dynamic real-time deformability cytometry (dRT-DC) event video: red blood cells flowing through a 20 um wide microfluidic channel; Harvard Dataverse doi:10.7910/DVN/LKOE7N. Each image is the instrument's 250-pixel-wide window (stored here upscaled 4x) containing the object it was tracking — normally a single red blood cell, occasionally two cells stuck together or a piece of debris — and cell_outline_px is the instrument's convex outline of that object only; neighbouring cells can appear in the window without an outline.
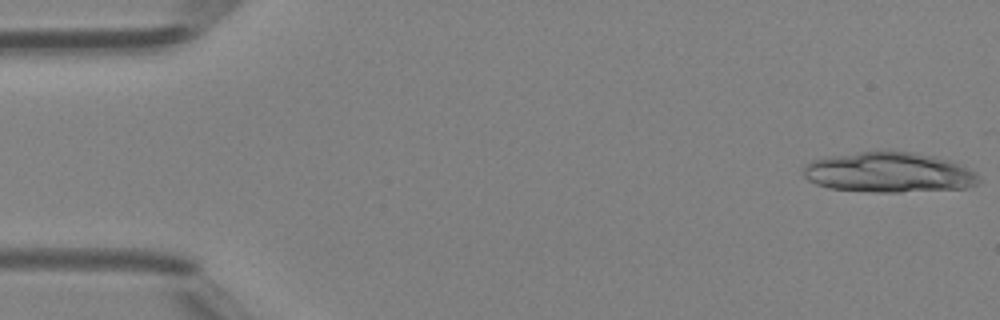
{"species": "Egyptian fruit bat (a non-hibernating species)", "species_latin": "Rousettus aegyptiacus", "temperature_condition": "room temperature", "stored_images_in_passage": 22, "camera_frame_rate_fps": 3000, "um_per_image_px": 0.085, "animal": {"sex": "female"}, "frame": {"image": 1, "passage_image": 1, "time_ms": 0.0, "image_size_px": [1000, 320], "cell_outline_px": [[980, 180], [976, 184], [964, 188], [900, 192], [876, 192], [828, 188], [816, 184], [808, 180], [804, 176], [804, 164], [812, 160], [832, 156], [860, 152], [912, 152], [932, 156], [948, 160], [960, 164], [976, 172]], "centroid_in_image_um": [75.55, 14.67], "position_along_channel_um": 9.5, "area_um2": 40.69}}
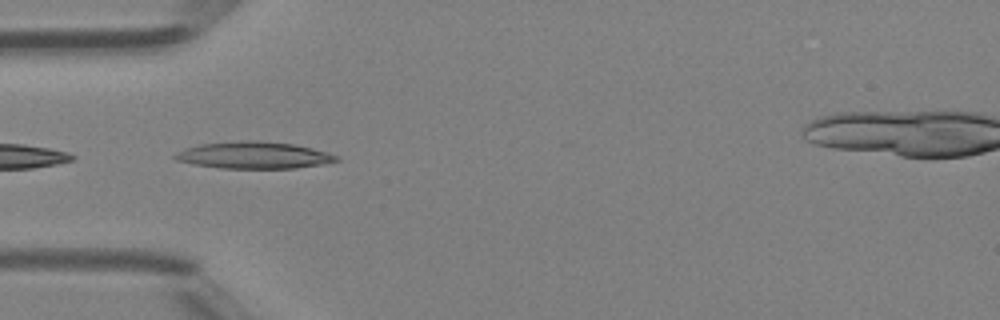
{"frame": {"image": 2, "passage_image": 15, "time_ms": 4.667, "image_size_px": [1000, 320], "cell_outline_px": [[340, 160], [324, 164], [296, 168], [220, 168], [192, 164], [176, 160], [172, 156], [176, 152], [184, 148], [200, 144], [256, 140], [292, 144], [312, 148], [340, 156]], "centroid_in_image_um": [21.57, 13.2], "position_along_channel_um": 63.4, "area_um2": 25.2}}